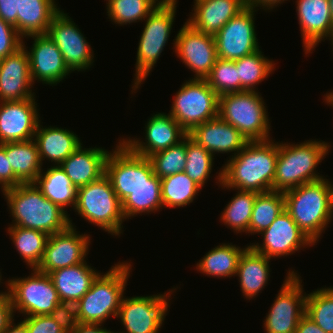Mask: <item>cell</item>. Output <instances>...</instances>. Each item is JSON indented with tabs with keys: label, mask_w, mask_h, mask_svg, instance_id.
I'll list each match as a JSON object with an SVG mask.
<instances>
[{
	"label": "cell",
	"mask_w": 333,
	"mask_h": 333,
	"mask_svg": "<svg viewBox=\"0 0 333 333\" xmlns=\"http://www.w3.org/2000/svg\"><path fill=\"white\" fill-rule=\"evenodd\" d=\"M29 58L22 46L0 60V102L22 101L34 98ZM35 94V95H34Z\"/></svg>",
	"instance_id": "603a6c76"
},
{
	"label": "cell",
	"mask_w": 333,
	"mask_h": 333,
	"mask_svg": "<svg viewBox=\"0 0 333 333\" xmlns=\"http://www.w3.org/2000/svg\"><path fill=\"white\" fill-rule=\"evenodd\" d=\"M186 20L195 30L215 35L247 5L245 0H194Z\"/></svg>",
	"instance_id": "d4e9b609"
},
{
	"label": "cell",
	"mask_w": 333,
	"mask_h": 333,
	"mask_svg": "<svg viewBox=\"0 0 333 333\" xmlns=\"http://www.w3.org/2000/svg\"><path fill=\"white\" fill-rule=\"evenodd\" d=\"M12 226L40 230L53 235L70 226V214L47 199L34 183H22L2 191Z\"/></svg>",
	"instance_id": "3957f363"
},
{
	"label": "cell",
	"mask_w": 333,
	"mask_h": 333,
	"mask_svg": "<svg viewBox=\"0 0 333 333\" xmlns=\"http://www.w3.org/2000/svg\"><path fill=\"white\" fill-rule=\"evenodd\" d=\"M219 96L205 79L191 77L176 92L169 114L190 133L198 125L218 117Z\"/></svg>",
	"instance_id": "9c48e42d"
},
{
	"label": "cell",
	"mask_w": 333,
	"mask_h": 333,
	"mask_svg": "<svg viewBox=\"0 0 333 333\" xmlns=\"http://www.w3.org/2000/svg\"><path fill=\"white\" fill-rule=\"evenodd\" d=\"M14 321L13 319L2 333H28L27 326L23 321L16 324Z\"/></svg>",
	"instance_id": "11a10c76"
},
{
	"label": "cell",
	"mask_w": 333,
	"mask_h": 333,
	"mask_svg": "<svg viewBox=\"0 0 333 333\" xmlns=\"http://www.w3.org/2000/svg\"><path fill=\"white\" fill-rule=\"evenodd\" d=\"M186 163L184 172L201 188L208 182L214 166V156L194 141L189 135L186 136Z\"/></svg>",
	"instance_id": "60d3db41"
},
{
	"label": "cell",
	"mask_w": 333,
	"mask_h": 333,
	"mask_svg": "<svg viewBox=\"0 0 333 333\" xmlns=\"http://www.w3.org/2000/svg\"><path fill=\"white\" fill-rule=\"evenodd\" d=\"M73 211L113 237L123 234L122 223L126 219L122 202L105 174L97 181L77 188V203Z\"/></svg>",
	"instance_id": "52a82bcc"
},
{
	"label": "cell",
	"mask_w": 333,
	"mask_h": 333,
	"mask_svg": "<svg viewBox=\"0 0 333 333\" xmlns=\"http://www.w3.org/2000/svg\"><path fill=\"white\" fill-rule=\"evenodd\" d=\"M188 135L214 157L217 153L231 152V157L235 156L248 142L235 127L219 116L198 125Z\"/></svg>",
	"instance_id": "cb8c5ba5"
},
{
	"label": "cell",
	"mask_w": 333,
	"mask_h": 333,
	"mask_svg": "<svg viewBox=\"0 0 333 333\" xmlns=\"http://www.w3.org/2000/svg\"><path fill=\"white\" fill-rule=\"evenodd\" d=\"M177 33L173 52L195 74L194 79H205L218 59L214 36L195 30L187 22Z\"/></svg>",
	"instance_id": "2e32d148"
},
{
	"label": "cell",
	"mask_w": 333,
	"mask_h": 333,
	"mask_svg": "<svg viewBox=\"0 0 333 333\" xmlns=\"http://www.w3.org/2000/svg\"><path fill=\"white\" fill-rule=\"evenodd\" d=\"M31 270L27 277L8 279L14 315H49L61 300L49 275L37 269Z\"/></svg>",
	"instance_id": "30bf717a"
},
{
	"label": "cell",
	"mask_w": 333,
	"mask_h": 333,
	"mask_svg": "<svg viewBox=\"0 0 333 333\" xmlns=\"http://www.w3.org/2000/svg\"><path fill=\"white\" fill-rule=\"evenodd\" d=\"M246 5L255 7H259L260 9L264 11H272L275 7H278V5H281L285 3V1L288 0H245ZM270 10V11H269Z\"/></svg>",
	"instance_id": "db71d44e"
},
{
	"label": "cell",
	"mask_w": 333,
	"mask_h": 333,
	"mask_svg": "<svg viewBox=\"0 0 333 333\" xmlns=\"http://www.w3.org/2000/svg\"><path fill=\"white\" fill-rule=\"evenodd\" d=\"M330 44H331V46H333V38H332V40H331V43H330ZM332 49H333V47H332ZM332 51H333V50H332Z\"/></svg>",
	"instance_id": "91938a15"
},
{
	"label": "cell",
	"mask_w": 333,
	"mask_h": 333,
	"mask_svg": "<svg viewBox=\"0 0 333 333\" xmlns=\"http://www.w3.org/2000/svg\"><path fill=\"white\" fill-rule=\"evenodd\" d=\"M115 149L107 156L105 175L121 202L144 185L154 175L149 158L132 152L122 141L118 140Z\"/></svg>",
	"instance_id": "4fadbf2b"
},
{
	"label": "cell",
	"mask_w": 333,
	"mask_h": 333,
	"mask_svg": "<svg viewBox=\"0 0 333 333\" xmlns=\"http://www.w3.org/2000/svg\"><path fill=\"white\" fill-rule=\"evenodd\" d=\"M259 94L258 91H242L219 96L218 116L235 127L247 141L272 139L267 106Z\"/></svg>",
	"instance_id": "ba28073f"
},
{
	"label": "cell",
	"mask_w": 333,
	"mask_h": 333,
	"mask_svg": "<svg viewBox=\"0 0 333 333\" xmlns=\"http://www.w3.org/2000/svg\"><path fill=\"white\" fill-rule=\"evenodd\" d=\"M34 141L36 142L42 164L45 159L52 165H60L78 147L83 145L82 140L74 131L62 127L41 125L38 123Z\"/></svg>",
	"instance_id": "4316f807"
},
{
	"label": "cell",
	"mask_w": 333,
	"mask_h": 333,
	"mask_svg": "<svg viewBox=\"0 0 333 333\" xmlns=\"http://www.w3.org/2000/svg\"><path fill=\"white\" fill-rule=\"evenodd\" d=\"M270 258L254 251L248 246L241 254L236 275L240 284V290L246 300L256 298L262 293L270 280Z\"/></svg>",
	"instance_id": "f1b7e54d"
},
{
	"label": "cell",
	"mask_w": 333,
	"mask_h": 333,
	"mask_svg": "<svg viewBox=\"0 0 333 333\" xmlns=\"http://www.w3.org/2000/svg\"><path fill=\"white\" fill-rule=\"evenodd\" d=\"M175 287L164 294L123 297L117 319L124 326L116 333H159L170 309ZM169 308V309H168Z\"/></svg>",
	"instance_id": "7c38bea8"
},
{
	"label": "cell",
	"mask_w": 333,
	"mask_h": 333,
	"mask_svg": "<svg viewBox=\"0 0 333 333\" xmlns=\"http://www.w3.org/2000/svg\"><path fill=\"white\" fill-rule=\"evenodd\" d=\"M14 317L12 301L8 293L6 296L0 297V333H2L7 325L15 319Z\"/></svg>",
	"instance_id": "f907efd6"
},
{
	"label": "cell",
	"mask_w": 333,
	"mask_h": 333,
	"mask_svg": "<svg viewBox=\"0 0 333 333\" xmlns=\"http://www.w3.org/2000/svg\"><path fill=\"white\" fill-rule=\"evenodd\" d=\"M6 156L15 176L22 183H33L43 169L34 139L6 142Z\"/></svg>",
	"instance_id": "d6a6232c"
},
{
	"label": "cell",
	"mask_w": 333,
	"mask_h": 333,
	"mask_svg": "<svg viewBox=\"0 0 333 333\" xmlns=\"http://www.w3.org/2000/svg\"><path fill=\"white\" fill-rule=\"evenodd\" d=\"M109 153L110 151L102 147L85 148L81 145L60 166L72 184L79 188L97 181L105 174Z\"/></svg>",
	"instance_id": "484cf974"
},
{
	"label": "cell",
	"mask_w": 333,
	"mask_h": 333,
	"mask_svg": "<svg viewBox=\"0 0 333 333\" xmlns=\"http://www.w3.org/2000/svg\"><path fill=\"white\" fill-rule=\"evenodd\" d=\"M295 3L304 54L309 56L319 43L333 38L329 0H296Z\"/></svg>",
	"instance_id": "7402d4cb"
},
{
	"label": "cell",
	"mask_w": 333,
	"mask_h": 333,
	"mask_svg": "<svg viewBox=\"0 0 333 333\" xmlns=\"http://www.w3.org/2000/svg\"><path fill=\"white\" fill-rule=\"evenodd\" d=\"M163 209L161 199V178L153 175L147 183L139 186L122 201L125 219L139 215L151 214Z\"/></svg>",
	"instance_id": "836d02e7"
},
{
	"label": "cell",
	"mask_w": 333,
	"mask_h": 333,
	"mask_svg": "<svg viewBox=\"0 0 333 333\" xmlns=\"http://www.w3.org/2000/svg\"><path fill=\"white\" fill-rule=\"evenodd\" d=\"M284 210V193L273 190L258 193L253 204L249 224V235H259V233L266 230Z\"/></svg>",
	"instance_id": "f35d334b"
},
{
	"label": "cell",
	"mask_w": 333,
	"mask_h": 333,
	"mask_svg": "<svg viewBox=\"0 0 333 333\" xmlns=\"http://www.w3.org/2000/svg\"><path fill=\"white\" fill-rule=\"evenodd\" d=\"M19 0H0V18L17 30Z\"/></svg>",
	"instance_id": "681fc988"
},
{
	"label": "cell",
	"mask_w": 333,
	"mask_h": 333,
	"mask_svg": "<svg viewBox=\"0 0 333 333\" xmlns=\"http://www.w3.org/2000/svg\"><path fill=\"white\" fill-rule=\"evenodd\" d=\"M261 243H250L249 246L256 252L270 259H278L287 255L298 253L304 248L315 246L299 229L290 214L284 210L274 222L263 232Z\"/></svg>",
	"instance_id": "ac0fdd59"
},
{
	"label": "cell",
	"mask_w": 333,
	"mask_h": 333,
	"mask_svg": "<svg viewBox=\"0 0 333 333\" xmlns=\"http://www.w3.org/2000/svg\"><path fill=\"white\" fill-rule=\"evenodd\" d=\"M56 1L19 0L17 32L23 40L31 35L47 34L53 17L61 10Z\"/></svg>",
	"instance_id": "f546056e"
},
{
	"label": "cell",
	"mask_w": 333,
	"mask_h": 333,
	"mask_svg": "<svg viewBox=\"0 0 333 333\" xmlns=\"http://www.w3.org/2000/svg\"><path fill=\"white\" fill-rule=\"evenodd\" d=\"M258 10L247 5L214 35L219 59L235 61L261 48L254 23Z\"/></svg>",
	"instance_id": "5bb4252c"
},
{
	"label": "cell",
	"mask_w": 333,
	"mask_h": 333,
	"mask_svg": "<svg viewBox=\"0 0 333 333\" xmlns=\"http://www.w3.org/2000/svg\"><path fill=\"white\" fill-rule=\"evenodd\" d=\"M205 80L218 96L239 92L238 70L235 61L218 58Z\"/></svg>",
	"instance_id": "ee69618b"
},
{
	"label": "cell",
	"mask_w": 333,
	"mask_h": 333,
	"mask_svg": "<svg viewBox=\"0 0 333 333\" xmlns=\"http://www.w3.org/2000/svg\"><path fill=\"white\" fill-rule=\"evenodd\" d=\"M163 0H110L106 3L108 19L119 26L145 20Z\"/></svg>",
	"instance_id": "ab89813d"
},
{
	"label": "cell",
	"mask_w": 333,
	"mask_h": 333,
	"mask_svg": "<svg viewBox=\"0 0 333 333\" xmlns=\"http://www.w3.org/2000/svg\"><path fill=\"white\" fill-rule=\"evenodd\" d=\"M154 174L159 178L184 172L186 163V137L177 145L159 151L149 157Z\"/></svg>",
	"instance_id": "7bdbcfd3"
},
{
	"label": "cell",
	"mask_w": 333,
	"mask_h": 333,
	"mask_svg": "<svg viewBox=\"0 0 333 333\" xmlns=\"http://www.w3.org/2000/svg\"><path fill=\"white\" fill-rule=\"evenodd\" d=\"M28 333H66L50 315H35L22 318Z\"/></svg>",
	"instance_id": "7dc6e473"
},
{
	"label": "cell",
	"mask_w": 333,
	"mask_h": 333,
	"mask_svg": "<svg viewBox=\"0 0 333 333\" xmlns=\"http://www.w3.org/2000/svg\"><path fill=\"white\" fill-rule=\"evenodd\" d=\"M329 4H330V13L332 16V21H333V0H329Z\"/></svg>",
	"instance_id": "680465c9"
},
{
	"label": "cell",
	"mask_w": 333,
	"mask_h": 333,
	"mask_svg": "<svg viewBox=\"0 0 333 333\" xmlns=\"http://www.w3.org/2000/svg\"><path fill=\"white\" fill-rule=\"evenodd\" d=\"M47 35L61 51L71 72L86 71L94 64V51L73 19L60 10L52 19Z\"/></svg>",
	"instance_id": "9a60e30c"
},
{
	"label": "cell",
	"mask_w": 333,
	"mask_h": 333,
	"mask_svg": "<svg viewBox=\"0 0 333 333\" xmlns=\"http://www.w3.org/2000/svg\"><path fill=\"white\" fill-rule=\"evenodd\" d=\"M7 233L28 268L37 269L44 256L49 235L35 229L9 225Z\"/></svg>",
	"instance_id": "e575fe53"
},
{
	"label": "cell",
	"mask_w": 333,
	"mask_h": 333,
	"mask_svg": "<svg viewBox=\"0 0 333 333\" xmlns=\"http://www.w3.org/2000/svg\"><path fill=\"white\" fill-rule=\"evenodd\" d=\"M22 182L15 176L6 156V143L0 144V189L1 191L18 186Z\"/></svg>",
	"instance_id": "c3c4849f"
},
{
	"label": "cell",
	"mask_w": 333,
	"mask_h": 333,
	"mask_svg": "<svg viewBox=\"0 0 333 333\" xmlns=\"http://www.w3.org/2000/svg\"><path fill=\"white\" fill-rule=\"evenodd\" d=\"M46 169L41 170L33 183L47 199L68 214L66 208L75 209L77 188L72 184L60 165H53Z\"/></svg>",
	"instance_id": "4dcf8cb0"
},
{
	"label": "cell",
	"mask_w": 333,
	"mask_h": 333,
	"mask_svg": "<svg viewBox=\"0 0 333 333\" xmlns=\"http://www.w3.org/2000/svg\"><path fill=\"white\" fill-rule=\"evenodd\" d=\"M49 315L66 333H71L79 324L76 305L73 303L61 302Z\"/></svg>",
	"instance_id": "bcb514c9"
},
{
	"label": "cell",
	"mask_w": 333,
	"mask_h": 333,
	"mask_svg": "<svg viewBox=\"0 0 333 333\" xmlns=\"http://www.w3.org/2000/svg\"><path fill=\"white\" fill-rule=\"evenodd\" d=\"M3 278H2V274H1V271H0V285H1V283H3L2 280ZM3 284H5V288L7 289L6 291H2V292H0V297H2V296H6L7 294H8V280L7 281H5V283H3Z\"/></svg>",
	"instance_id": "6f0895ef"
},
{
	"label": "cell",
	"mask_w": 333,
	"mask_h": 333,
	"mask_svg": "<svg viewBox=\"0 0 333 333\" xmlns=\"http://www.w3.org/2000/svg\"><path fill=\"white\" fill-rule=\"evenodd\" d=\"M330 149V142L318 139L299 144L279 141L273 191L285 193L302 184L325 178L316 169L329 155Z\"/></svg>",
	"instance_id": "277c9868"
},
{
	"label": "cell",
	"mask_w": 333,
	"mask_h": 333,
	"mask_svg": "<svg viewBox=\"0 0 333 333\" xmlns=\"http://www.w3.org/2000/svg\"><path fill=\"white\" fill-rule=\"evenodd\" d=\"M241 248L232 243H222L207 252L196 264V270L203 275L220 278H230L236 275L238 261L243 251L248 247Z\"/></svg>",
	"instance_id": "1f68e13d"
},
{
	"label": "cell",
	"mask_w": 333,
	"mask_h": 333,
	"mask_svg": "<svg viewBox=\"0 0 333 333\" xmlns=\"http://www.w3.org/2000/svg\"><path fill=\"white\" fill-rule=\"evenodd\" d=\"M305 314L326 333H333V286L307 293Z\"/></svg>",
	"instance_id": "b9f144b4"
},
{
	"label": "cell",
	"mask_w": 333,
	"mask_h": 333,
	"mask_svg": "<svg viewBox=\"0 0 333 333\" xmlns=\"http://www.w3.org/2000/svg\"><path fill=\"white\" fill-rule=\"evenodd\" d=\"M85 262L48 273L61 302L76 304L101 271Z\"/></svg>",
	"instance_id": "83f0119b"
},
{
	"label": "cell",
	"mask_w": 333,
	"mask_h": 333,
	"mask_svg": "<svg viewBox=\"0 0 333 333\" xmlns=\"http://www.w3.org/2000/svg\"><path fill=\"white\" fill-rule=\"evenodd\" d=\"M178 0H163L146 18L137 48L131 93H136L149 77L169 40Z\"/></svg>",
	"instance_id": "8992f818"
},
{
	"label": "cell",
	"mask_w": 333,
	"mask_h": 333,
	"mask_svg": "<svg viewBox=\"0 0 333 333\" xmlns=\"http://www.w3.org/2000/svg\"><path fill=\"white\" fill-rule=\"evenodd\" d=\"M202 188L190 179L185 172L161 178V199L163 208L186 207L193 203Z\"/></svg>",
	"instance_id": "8d00e7d4"
},
{
	"label": "cell",
	"mask_w": 333,
	"mask_h": 333,
	"mask_svg": "<svg viewBox=\"0 0 333 333\" xmlns=\"http://www.w3.org/2000/svg\"><path fill=\"white\" fill-rule=\"evenodd\" d=\"M70 217V226L62 232L49 235L44 256L37 270L42 273H50L65 267L85 262L89 254L91 236L80 234Z\"/></svg>",
	"instance_id": "e0dca14e"
},
{
	"label": "cell",
	"mask_w": 333,
	"mask_h": 333,
	"mask_svg": "<svg viewBox=\"0 0 333 333\" xmlns=\"http://www.w3.org/2000/svg\"><path fill=\"white\" fill-rule=\"evenodd\" d=\"M258 192L238 190L221 211L220 221L235 234H249L252 209Z\"/></svg>",
	"instance_id": "74e56055"
},
{
	"label": "cell",
	"mask_w": 333,
	"mask_h": 333,
	"mask_svg": "<svg viewBox=\"0 0 333 333\" xmlns=\"http://www.w3.org/2000/svg\"><path fill=\"white\" fill-rule=\"evenodd\" d=\"M296 333H326L306 314L300 319Z\"/></svg>",
	"instance_id": "816d5d0a"
},
{
	"label": "cell",
	"mask_w": 333,
	"mask_h": 333,
	"mask_svg": "<svg viewBox=\"0 0 333 333\" xmlns=\"http://www.w3.org/2000/svg\"><path fill=\"white\" fill-rule=\"evenodd\" d=\"M301 276L295 269L287 271L283 284L265 316V333H296L306 312L307 294Z\"/></svg>",
	"instance_id": "8fae6325"
},
{
	"label": "cell",
	"mask_w": 333,
	"mask_h": 333,
	"mask_svg": "<svg viewBox=\"0 0 333 333\" xmlns=\"http://www.w3.org/2000/svg\"><path fill=\"white\" fill-rule=\"evenodd\" d=\"M22 44L23 38L15 27L0 18V60L16 52Z\"/></svg>",
	"instance_id": "f6af8a7d"
},
{
	"label": "cell",
	"mask_w": 333,
	"mask_h": 333,
	"mask_svg": "<svg viewBox=\"0 0 333 333\" xmlns=\"http://www.w3.org/2000/svg\"><path fill=\"white\" fill-rule=\"evenodd\" d=\"M130 263L119 261L97 276L90 289L75 304L79 323L104 324L110 316L117 318L132 272Z\"/></svg>",
	"instance_id": "5b68a950"
},
{
	"label": "cell",
	"mask_w": 333,
	"mask_h": 333,
	"mask_svg": "<svg viewBox=\"0 0 333 333\" xmlns=\"http://www.w3.org/2000/svg\"><path fill=\"white\" fill-rule=\"evenodd\" d=\"M34 40L26 47L24 40L22 46L25 48L30 65V74L33 84L42 82L53 87L63 82L72 72L66 66L62 53L47 34L31 35L25 38ZM70 73V74H69Z\"/></svg>",
	"instance_id": "ffe728a7"
},
{
	"label": "cell",
	"mask_w": 333,
	"mask_h": 333,
	"mask_svg": "<svg viewBox=\"0 0 333 333\" xmlns=\"http://www.w3.org/2000/svg\"><path fill=\"white\" fill-rule=\"evenodd\" d=\"M145 123V139L121 138L132 152L149 158L151 155L177 145L188 135L180 124L168 113L156 112ZM145 141V142H143Z\"/></svg>",
	"instance_id": "d6986e66"
},
{
	"label": "cell",
	"mask_w": 333,
	"mask_h": 333,
	"mask_svg": "<svg viewBox=\"0 0 333 333\" xmlns=\"http://www.w3.org/2000/svg\"><path fill=\"white\" fill-rule=\"evenodd\" d=\"M71 333H116L115 331H110L104 324L98 323H79Z\"/></svg>",
	"instance_id": "f5cc1de1"
},
{
	"label": "cell",
	"mask_w": 333,
	"mask_h": 333,
	"mask_svg": "<svg viewBox=\"0 0 333 333\" xmlns=\"http://www.w3.org/2000/svg\"><path fill=\"white\" fill-rule=\"evenodd\" d=\"M261 50L235 60L238 70L239 92L257 91L256 85H259L275 71L276 63L266 57Z\"/></svg>",
	"instance_id": "d590c367"
},
{
	"label": "cell",
	"mask_w": 333,
	"mask_h": 333,
	"mask_svg": "<svg viewBox=\"0 0 333 333\" xmlns=\"http://www.w3.org/2000/svg\"><path fill=\"white\" fill-rule=\"evenodd\" d=\"M332 183L325 177L284 193L285 210L314 245L333 219Z\"/></svg>",
	"instance_id": "7a4b0ae2"
},
{
	"label": "cell",
	"mask_w": 333,
	"mask_h": 333,
	"mask_svg": "<svg viewBox=\"0 0 333 333\" xmlns=\"http://www.w3.org/2000/svg\"><path fill=\"white\" fill-rule=\"evenodd\" d=\"M35 100L0 102V144L34 138L41 120Z\"/></svg>",
	"instance_id": "44dd1931"
},
{
	"label": "cell",
	"mask_w": 333,
	"mask_h": 333,
	"mask_svg": "<svg viewBox=\"0 0 333 333\" xmlns=\"http://www.w3.org/2000/svg\"><path fill=\"white\" fill-rule=\"evenodd\" d=\"M228 158L215 177L221 189L258 193L273 190L278 159V142L273 138L248 141L239 153Z\"/></svg>",
	"instance_id": "6da1fadb"
},
{
	"label": "cell",
	"mask_w": 333,
	"mask_h": 333,
	"mask_svg": "<svg viewBox=\"0 0 333 333\" xmlns=\"http://www.w3.org/2000/svg\"><path fill=\"white\" fill-rule=\"evenodd\" d=\"M323 97L325 104L326 105L328 104V106L330 105L331 107H333V91L332 92L329 91V93L327 92Z\"/></svg>",
	"instance_id": "9f6ffc18"
}]
</instances>
